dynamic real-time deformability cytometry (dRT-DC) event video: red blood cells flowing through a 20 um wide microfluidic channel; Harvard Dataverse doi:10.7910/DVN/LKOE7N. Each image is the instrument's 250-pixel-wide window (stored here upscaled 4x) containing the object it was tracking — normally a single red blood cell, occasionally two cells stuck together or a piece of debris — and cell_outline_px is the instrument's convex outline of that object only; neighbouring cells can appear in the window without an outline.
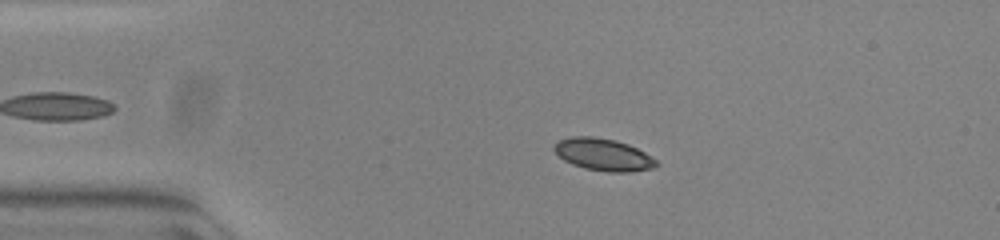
{"species": "common noctule bat (a hibernating species)", "species_latin": "Nyctalus noctula", "temperature_condition": "warm", "stored_images_in_passage": 45, "camera_frame_rate_fps": 3000, "um_per_image_px": 0.085, "animal": {"sex": "female", "body_mass_g": 23.0, "forearm_length_mm": 53.4}, "frame": {"image": 1, "passage_image": 11, "time_ms": 3.333, "image_size_px": [1000, 240], "cell_outline_px": [[660, 164], [652, 168], [632, 172], [608, 172], [584, 168], [572, 164], [564, 160], [552, 148], [560, 140], [572, 136], [592, 136], [616, 140], [628, 144], [644, 152], [656, 160]], "centroid_in_image_um": [51.29, 13.14], "position_along_channel_um": 33.7, "area_um2": 19.07}}
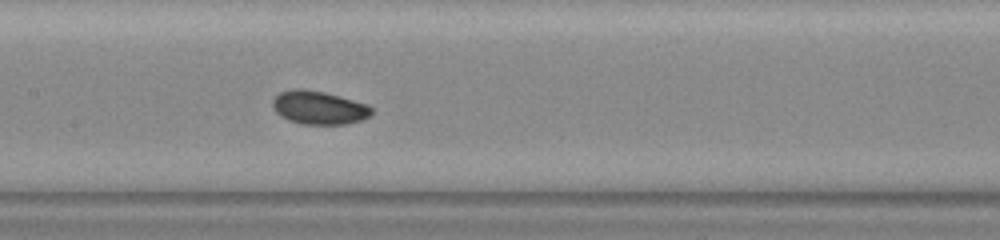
{"frame": {"image": 2, "passage_image": 26, "time_ms": 8.333, "image_size_px": [1000, 240], "cell_outline_px": [[372, 112], [368, 116], [360, 120], [348, 124], [300, 124], [288, 120], [280, 116], [276, 112], [272, 104], [272, 100], [280, 92], [296, 88], [300, 88], [324, 92], [368, 104], [372, 108]], "centroid_in_image_um": [27.09, 9.15], "position_along_channel_um": 180.3, "area_um2": 19.19}}
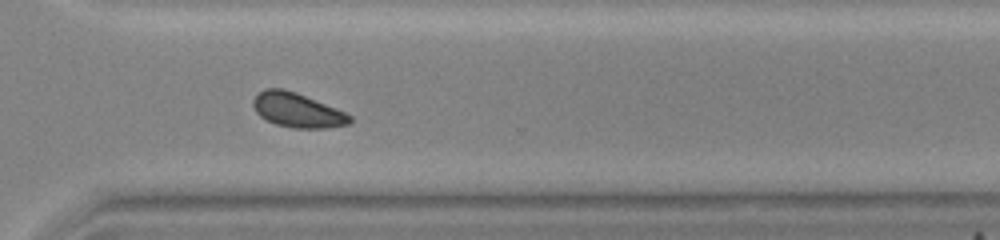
{"frame": {"image": 3, "passage_image": 39, "time_ms": 12.667, "image_size_px": [1000, 240], "cell_outline_px": [[352, 120], [348, 124], [328, 128], [292, 128], [276, 124], [260, 116], [256, 112], [252, 104], [252, 100], [264, 88], [284, 88], [296, 92], [344, 112], [352, 116]], "centroid_in_image_um": [25.25, 9.36], "position_along_channel_um": 345.4, "area_um2": 19.25}, "authors_computed_cell_mechanics": {"area_um2": 18.785, "velocity_mm_per_s": 3.8059, "shape_relaxation_time_tau1_ms": 1.9182, "shape_relaxation_time_tau2_ms": 6.5637, "deformation_change_tau1": 0.0558, "deformation_change_tau2": 0.0924}}